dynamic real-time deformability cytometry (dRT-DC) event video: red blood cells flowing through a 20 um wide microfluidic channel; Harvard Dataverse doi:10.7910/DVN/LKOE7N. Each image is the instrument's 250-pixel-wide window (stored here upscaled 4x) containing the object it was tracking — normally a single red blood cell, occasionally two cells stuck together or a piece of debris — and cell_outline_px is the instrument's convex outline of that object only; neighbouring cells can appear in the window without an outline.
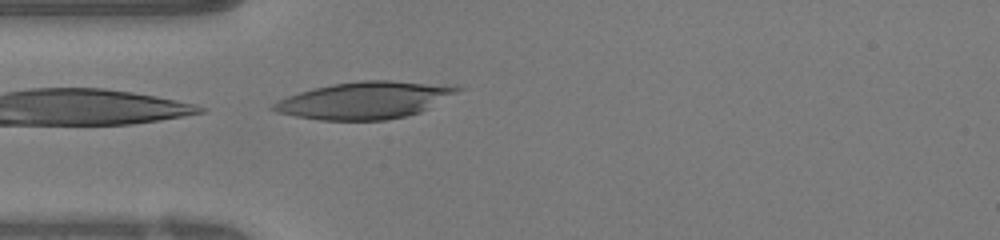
{"species": "human", "species_latin": "Homo sapiens", "temperature_condition": "warm", "stored_images_in_passage": 37, "camera_frame_rate_fps": 3000, "um_per_image_px": 0.085, "donor": {"sex": "female"}, "frame": {"image": 1, "passage_image": 1, "time_ms": 0.0, "image_size_px": [1000, 240], "cell_outline_px": [[464, 88], [428, 108], [420, 112], [404, 116], [384, 120], [320, 120], [296, 116], [276, 112], [268, 108], [272, 104], [288, 96], [312, 88], [332, 84], [360, 80], [388, 80]], "centroid_in_image_um": [30.89, 8.53], "position_along_channel_um": 54.1, "area_um2": 38.96}}
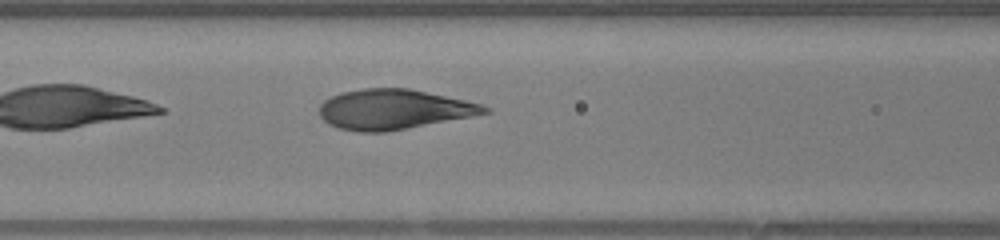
{"frame": {"image": 2, "passage_image": 7, "time_ms": 2.0, "image_size_px": [1000, 240], "cell_outline_px": [[492, 112], [472, 116], [388, 132], [356, 132], [340, 128], [324, 120], [320, 116], [320, 104], [324, 100], [340, 92], [364, 88], [408, 88], [464, 100], [480, 104], [492, 108]], "centroid_in_image_um": [33.47, 9.3], "position_along_channel_um": 133.1, "area_um2": 38.38}}
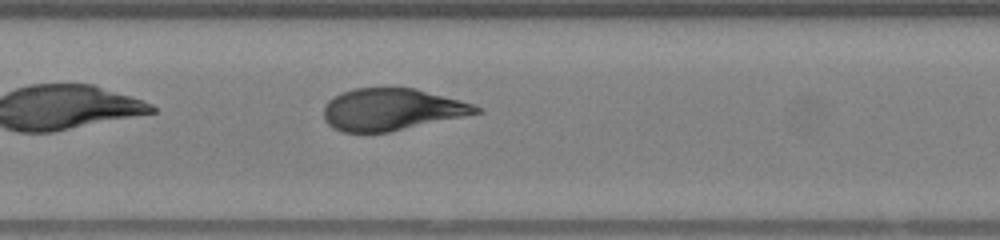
{"frame": {"image": 3, "passage_image": 10, "time_ms": 3.0, "image_size_px": [1000, 240], "cell_outline_px": [[484, 112], [388, 132], [344, 132], [332, 128], [324, 120], [324, 104], [328, 100], [340, 92], [352, 88], [416, 88], [460, 100], [484, 108]], "centroid_in_image_um": [33.28, 9.3], "position_along_channel_um": 174.1, "area_um2": 37.34}, "authors_computed_cell_mechanics": {"area_um2": 38.2636, "velocity_mm_per_s": 4.1032, "shape_relaxation_time_tau1_ms": 3.3588, "shape_relaxation_time_tau2_ms": null, "deformation_change_tau1": 0.2147, "deformation_change_tau2": null}}